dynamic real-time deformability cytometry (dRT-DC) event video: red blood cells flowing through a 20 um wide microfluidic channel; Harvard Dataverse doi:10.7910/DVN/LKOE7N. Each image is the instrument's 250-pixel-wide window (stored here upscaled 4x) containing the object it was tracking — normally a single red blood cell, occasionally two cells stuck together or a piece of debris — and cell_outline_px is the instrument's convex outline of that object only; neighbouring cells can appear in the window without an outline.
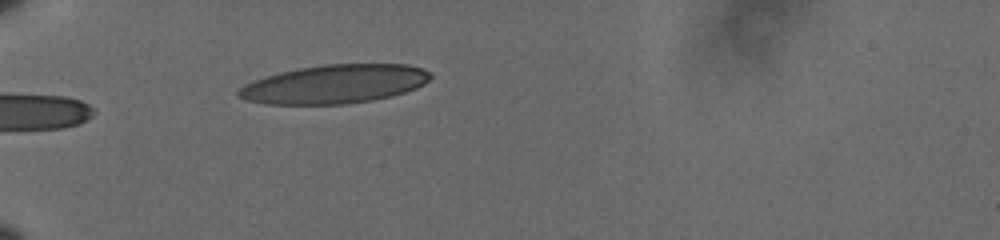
{"species": "human", "species_latin": "Homo sapiens", "temperature_condition": "cold", "stored_images_in_passage": 15, "camera_frame_rate_fps": 3000, "um_per_image_px": 0.085, "donor": {"sex": "male"}, "frame": {"image": 1, "passage_image": 1, "time_ms": 0.0, "image_size_px": [1000, 240], "cell_outline_px": [[432, 76], [424, 84], [416, 88], [392, 96], [372, 100], [348, 104], [264, 104], [248, 100], [236, 96], [236, 92], [244, 84], [280, 72], [300, 68], [324, 64], [408, 64], [424, 68]], "centroid_in_image_um": [28.45, 7.15], "position_along_channel_um": 56.5, "area_um2": 43.23}}
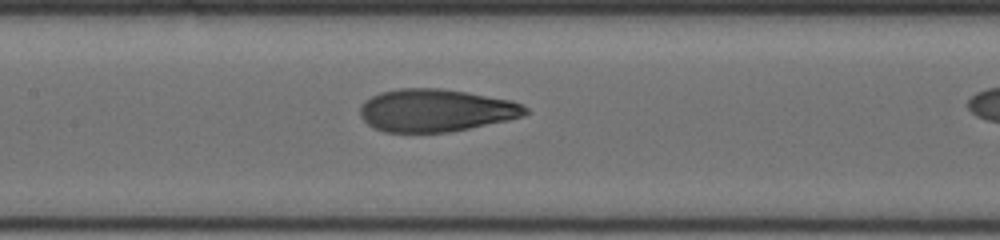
{"frame": {"image": 2, "passage_image": 8, "time_ms": 2.333, "image_size_px": [1000, 240], "cell_outline_px": [[528, 112], [524, 116], [508, 120], [448, 132], [384, 132], [372, 128], [360, 116], [360, 108], [364, 100], [380, 92], [400, 88], [440, 88], [468, 92], [512, 100], [524, 104], [528, 108]], "centroid_in_image_um": [37.05, 9.37], "position_along_channel_um": 170.4, "area_um2": 41.27}}
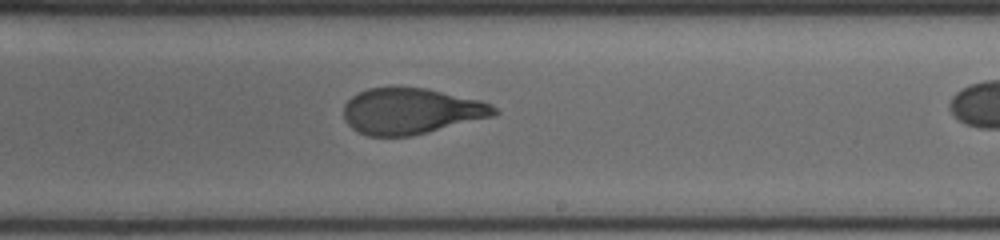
{"frame": {"image": 3, "passage_image": 15, "time_ms": 4.667, "image_size_px": [1000, 240], "cell_outline_px": [[500, 112], [492, 116], [412, 136], [368, 136], [356, 132], [344, 120], [344, 104], [356, 92], [368, 88], [424, 88], [480, 100], [496, 108]], "centroid_in_image_um": [34.89, 9.46], "position_along_channel_um": 254.1, "area_um2": 40.06}}